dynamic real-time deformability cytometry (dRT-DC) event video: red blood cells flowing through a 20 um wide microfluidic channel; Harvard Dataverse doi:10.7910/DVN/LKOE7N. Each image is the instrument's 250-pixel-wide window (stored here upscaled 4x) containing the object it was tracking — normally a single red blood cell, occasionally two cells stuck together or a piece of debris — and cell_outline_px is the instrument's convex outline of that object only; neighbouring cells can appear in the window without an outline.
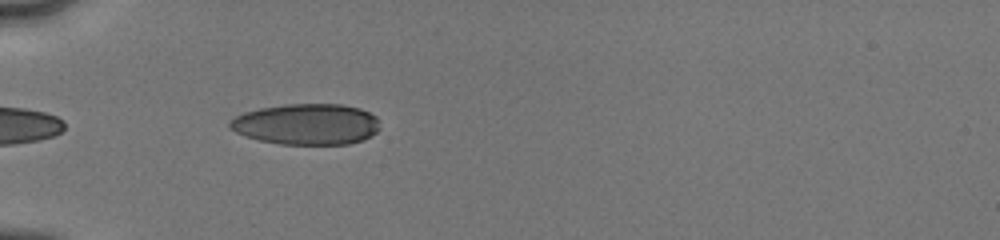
{"species": "human", "species_latin": "Homo sapiens", "temperature_condition": "cold", "stored_images_in_passage": 7, "camera_frame_rate_fps": 3000, "um_per_image_px": 0.085, "donor": {"sex": "male"}, "frame": {"image": 1, "passage_image": 6, "time_ms": 5.0, "image_size_px": [1000, 240], "cell_outline_px": [[380, 128], [376, 132], [364, 140], [348, 144], [280, 144], [260, 140], [236, 132], [228, 128], [228, 120], [244, 112], [260, 108], [284, 104], [340, 104], [360, 108], [376, 116], [380, 120]], "centroid_in_image_um": [26.08, 10.55], "position_along_channel_um": 58.9, "area_um2": 36.07}}